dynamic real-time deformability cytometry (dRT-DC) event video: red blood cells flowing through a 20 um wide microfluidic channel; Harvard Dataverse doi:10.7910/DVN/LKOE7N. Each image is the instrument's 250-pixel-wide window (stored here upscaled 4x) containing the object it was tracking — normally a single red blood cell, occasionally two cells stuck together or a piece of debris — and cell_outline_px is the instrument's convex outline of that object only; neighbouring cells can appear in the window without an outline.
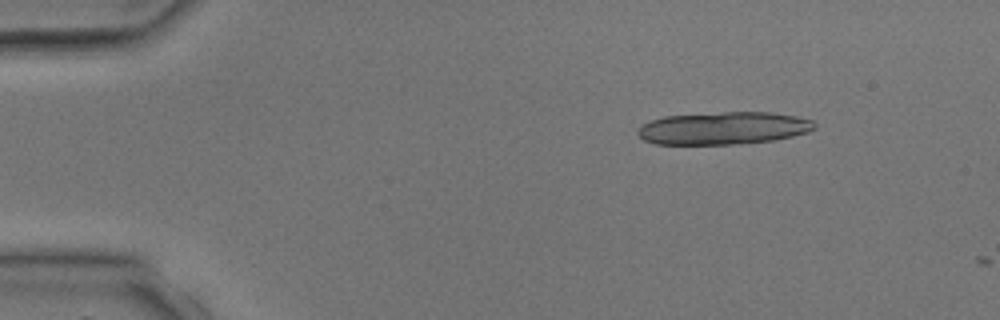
{"species": "common noctule bat (a hibernating species)", "species_latin": "Nyctalus noctula", "temperature_condition": "room temperature", "stored_images_in_passage": 3, "camera_frame_rate_fps": 3000, "um_per_image_px": 0.085, "animal": {"sex": "male", "body_mass_g": 17.9, "forearm_length_mm": 54.2}, "frame": {"image": 1, "passage_image": 2, "time_ms": 1.333, "image_size_px": [1000, 320], "cell_outline_px": [[816, 128], [808, 132], [792, 136], [772, 140], [732, 144], [656, 144], [644, 140], [636, 132], [640, 124], [648, 120], [664, 116], [724, 112], [772, 112], [796, 116], [812, 120], [816, 124]], "centroid_in_image_um": [61.46, 10.88], "position_along_channel_um": 23.5, "area_um2": 33.64}}